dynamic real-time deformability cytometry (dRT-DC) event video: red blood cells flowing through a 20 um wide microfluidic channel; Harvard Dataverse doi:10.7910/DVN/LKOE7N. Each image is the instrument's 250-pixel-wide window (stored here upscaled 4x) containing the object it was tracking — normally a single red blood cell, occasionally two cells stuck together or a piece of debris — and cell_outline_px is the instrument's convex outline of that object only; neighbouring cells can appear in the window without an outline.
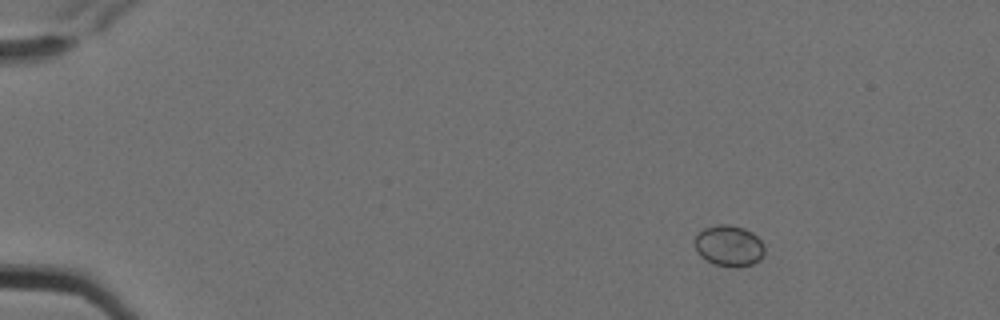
{"species": "Egyptian fruit bat (a non-hibernating species)", "species_latin": "Rousettus aegyptiacus", "temperature_condition": "cold", "stored_images_in_passage": 5, "camera_frame_rate_fps": 3000, "um_per_image_px": 0.085, "animal": {"sex": "female"}, "frame": {"image": 1, "passage_image": 3, "time_ms": 0.667, "image_size_px": [1000, 320], "cell_outline_px": [[764, 252], [760, 260], [752, 264], [736, 268], [716, 264], [700, 256], [696, 252], [696, 236], [704, 228], [716, 224], [728, 224], [744, 228], [752, 232], [764, 244]], "centroid_in_image_um": [61.98, 20.89], "position_along_channel_um": 23.0, "area_um2": 16.65}}